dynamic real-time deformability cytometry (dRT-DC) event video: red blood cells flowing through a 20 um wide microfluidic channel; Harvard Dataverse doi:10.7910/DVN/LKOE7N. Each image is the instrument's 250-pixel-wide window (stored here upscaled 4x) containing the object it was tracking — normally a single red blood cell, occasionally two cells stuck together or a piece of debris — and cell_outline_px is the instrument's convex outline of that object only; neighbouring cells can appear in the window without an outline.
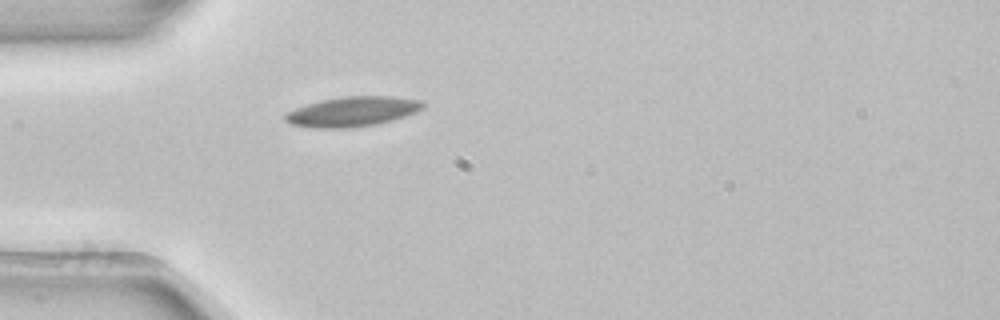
{"species": "common noctule bat (a hibernating species)", "species_latin": "Nyctalus noctula", "temperature_condition": "room temperature", "stored_images_in_passage": 1, "camera_frame_rate_fps": 3000, "um_per_image_px": 0.085, "animal": {"sex": "female", "body_mass_g": 22.7, "forearm_length_mm": 54.2}, "frame": {"image": 1, "passage_image": 1, "time_ms": 0.0, "image_size_px": [1000, 320], "cell_outline_px": [[424, 108], [416, 112], [392, 120], [376, 124], [352, 128], [312, 128], [288, 124], [284, 120], [284, 116], [288, 112], [296, 108], [320, 100], [340, 96], [392, 96], [420, 100], [424, 104]], "centroid_in_image_um": [29.93, 9.49], "position_along_channel_um": 55.1, "area_um2": 24.1}}